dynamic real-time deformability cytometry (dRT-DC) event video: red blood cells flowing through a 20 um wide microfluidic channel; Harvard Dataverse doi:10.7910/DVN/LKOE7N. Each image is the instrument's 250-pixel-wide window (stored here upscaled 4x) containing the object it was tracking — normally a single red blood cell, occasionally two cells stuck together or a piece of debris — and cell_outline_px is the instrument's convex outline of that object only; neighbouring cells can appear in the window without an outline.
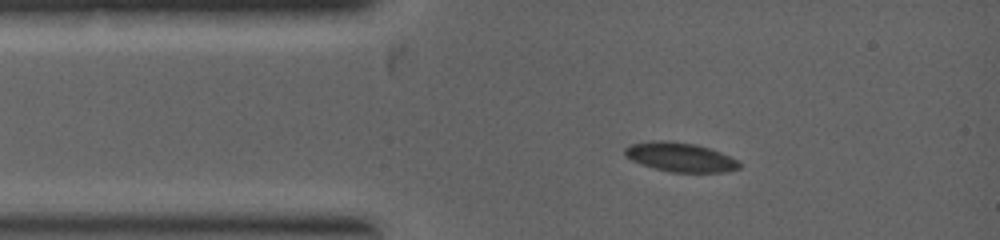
{"species": "common noctule bat (a hibernating species)", "species_latin": "Nyctalus noctula", "temperature_condition": "warm", "stored_images_in_passage": 5, "camera_frame_rate_fps": 5000, "um_per_image_px": 0.085, "animal": {"sex": "female", "body_mass_g": 19.0, "forearm_length_mm": 53.3}, "frame": {"image": 1, "passage_image": 1, "time_ms": 0.0, "image_size_px": [1000, 240], "cell_outline_px": [[740, 168], [724, 172], [672, 172], [640, 164], [624, 156], [624, 148], [632, 144], [652, 140], [664, 140], [696, 144], [720, 152], [736, 160], [740, 164]], "centroid_in_image_um": [57.78, 13.35], "position_along_channel_um": 27.2, "area_um2": 19.31}}
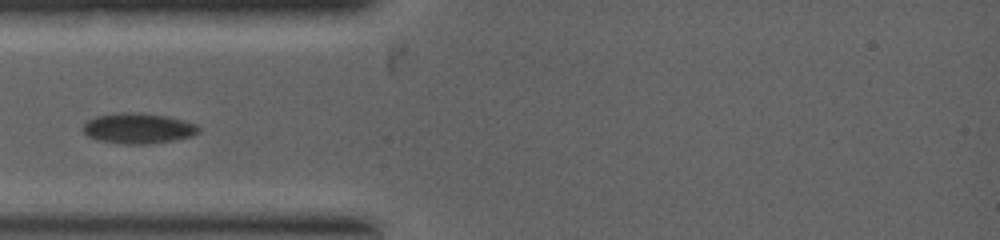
{"frame": {"image": 2, "passage_image": 3, "time_ms": 1.0, "image_size_px": [1000, 240], "cell_outline_px": [[200, 132], [192, 136], [172, 140], [148, 144], [124, 144], [96, 140], [88, 136], [80, 128], [88, 120], [96, 116], [120, 112], [140, 112], [168, 116], [184, 120], [196, 124], [200, 128]], "centroid_in_image_um": [11.74, 10.9], "position_along_channel_um": 73.3, "area_um2": 20.75}}
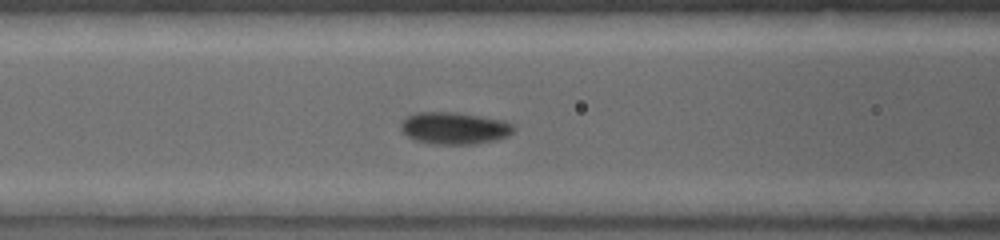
{"frame": {"image": 3, "passage_image": 5, "time_ms": 1.8, "image_size_px": [1000, 240], "cell_outline_px": [[516, 128], [508, 136], [496, 140], [472, 144], [436, 144], [416, 140], [408, 136], [400, 128], [400, 124], [408, 116], [416, 112], [456, 112], [504, 120], [512, 124]], "centroid_in_image_um": [38.65, 10.89], "position_along_channel_um": 128.0, "area_um2": 20.98}}